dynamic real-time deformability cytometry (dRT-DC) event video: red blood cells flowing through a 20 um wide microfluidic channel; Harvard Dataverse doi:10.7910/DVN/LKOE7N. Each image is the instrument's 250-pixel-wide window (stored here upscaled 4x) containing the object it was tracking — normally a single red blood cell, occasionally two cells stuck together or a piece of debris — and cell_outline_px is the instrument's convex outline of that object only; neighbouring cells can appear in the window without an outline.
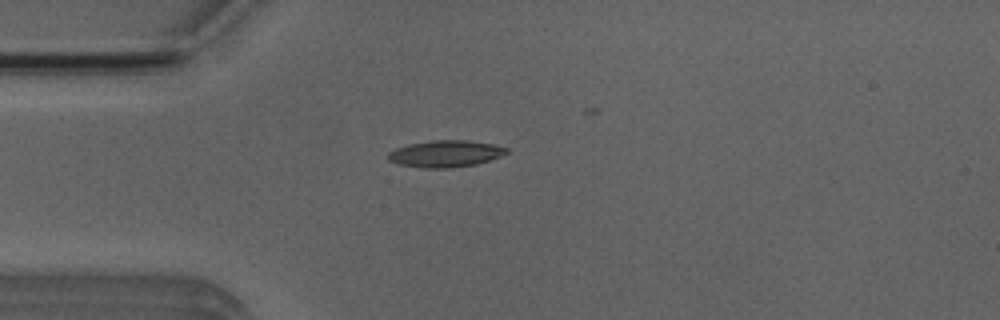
{"species": "Egyptian fruit bat (a non-hibernating species)", "species_latin": "Rousettus aegyptiacus", "temperature_condition": "room temperature", "stored_images_in_passage": 5, "camera_frame_rate_fps": 3000, "um_per_image_px": 0.085, "animal": {"sex": "male"}, "frame": {"image": 1, "passage_image": 4, "time_ms": 3.667, "image_size_px": [1000, 320], "cell_outline_px": [[508, 152], [500, 156], [476, 164], [452, 168], [424, 168], [400, 164], [388, 160], [388, 152], [396, 148], [408, 144], [432, 140], [464, 140], [492, 144], [508, 148]], "centroid_in_image_um": [37.84, 13.06], "position_along_channel_um": 47.2, "area_um2": 18.32}}